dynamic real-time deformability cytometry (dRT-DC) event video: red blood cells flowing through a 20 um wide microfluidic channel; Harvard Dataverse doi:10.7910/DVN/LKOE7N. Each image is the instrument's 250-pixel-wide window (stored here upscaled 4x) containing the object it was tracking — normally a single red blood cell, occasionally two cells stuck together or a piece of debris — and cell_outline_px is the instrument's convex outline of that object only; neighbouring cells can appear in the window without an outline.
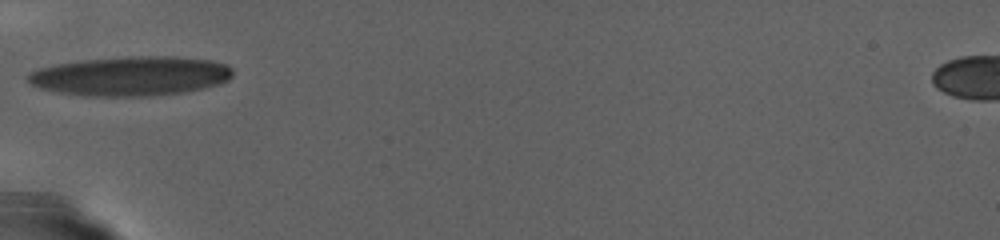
{"species": "human", "species_latin": "Homo sapiens", "temperature_condition": "warm", "stored_images_in_passage": 46, "camera_frame_rate_fps": 3000, "um_per_image_px": 0.085, "donor": {"sex": "female"}, "frame": {"image": 1, "passage_image": 1, "time_ms": 0.0, "image_size_px": [1000, 240], "cell_outline_px": [[232, 76], [228, 80], [220, 84], [204, 88], [184, 92], [148, 96], [80, 96], [56, 92], [40, 88], [32, 84], [24, 76], [28, 72], [52, 64], [80, 60], [128, 56], [176, 56], [212, 60], [228, 64], [232, 68]], "centroid_in_image_um": [11.1, 6.46], "position_along_channel_um": 73.9, "area_um2": 47.69}}
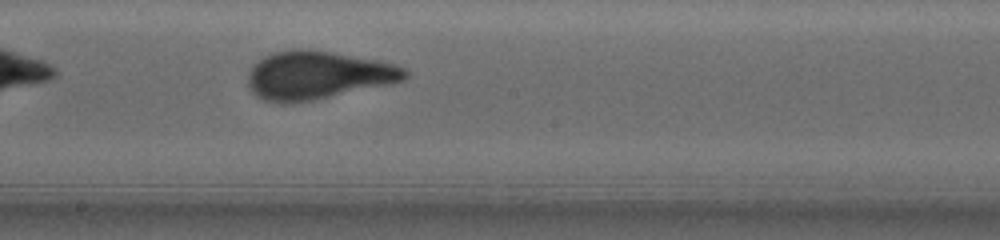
{"frame": {"image": 2, "passage_image": 22, "time_ms": 7.0, "image_size_px": [1000, 240], "cell_outline_px": [[412, 72], [404, 80], [392, 84], [316, 100], [288, 104], [280, 104], [264, 100], [256, 96], [248, 88], [248, 72], [264, 56], [272, 52], [292, 48], [308, 48], [380, 60], [408, 68]], "centroid_in_image_um": [27.04, 6.4], "position_along_channel_um": 221.2, "area_um2": 45.08}}
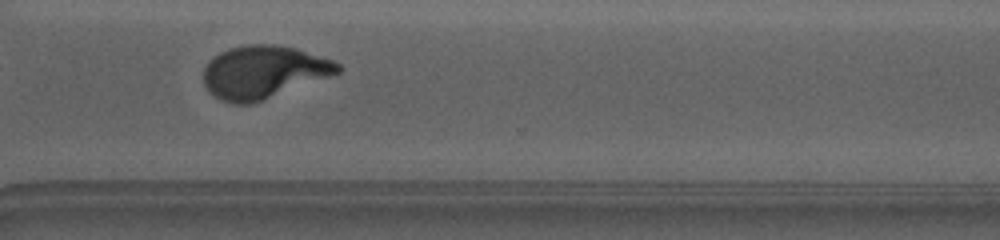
{"frame": {"image": 3, "passage_image": 40, "time_ms": 13.0, "image_size_px": [1000, 240], "cell_outline_px": [[340, 72], [252, 104], [232, 104], [220, 100], [204, 84], [204, 68], [220, 52], [228, 48], [248, 44], [272, 44], [296, 48], [332, 60], [340, 64]], "centroid_in_image_um": [22.39, 6.12], "position_along_channel_um": 348.2, "area_um2": 40.75}}